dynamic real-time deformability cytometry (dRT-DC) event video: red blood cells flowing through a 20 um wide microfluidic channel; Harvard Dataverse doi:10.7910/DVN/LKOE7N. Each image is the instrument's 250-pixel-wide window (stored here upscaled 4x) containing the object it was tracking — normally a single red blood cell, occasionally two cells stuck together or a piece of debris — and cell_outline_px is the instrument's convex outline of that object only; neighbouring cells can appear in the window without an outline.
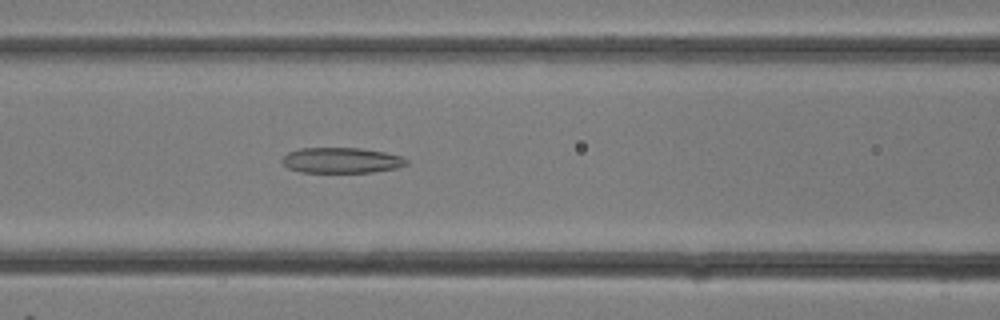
{"species": "common noctule bat (a hibernating species)", "species_latin": "Nyctalus noctula", "temperature_condition": "room temperature", "stored_images_in_passage": 13, "camera_frame_rate_fps": 3000, "um_per_image_px": 0.085, "animal": {"sex": "female"}, "frame": {"image": 1, "passage_image": 13, "time_ms": 4.0, "image_size_px": [1000, 320], "cell_outline_px": [[408, 164], [400, 168], [372, 172], [300, 172], [288, 168], [280, 160], [288, 152], [300, 148], [360, 148], [384, 152], [404, 156], [408, 160]], "centroid_in_image_um": [29.06, 13.63], "position_along_channel_um": 137.5, "area_um2": 18.67}}